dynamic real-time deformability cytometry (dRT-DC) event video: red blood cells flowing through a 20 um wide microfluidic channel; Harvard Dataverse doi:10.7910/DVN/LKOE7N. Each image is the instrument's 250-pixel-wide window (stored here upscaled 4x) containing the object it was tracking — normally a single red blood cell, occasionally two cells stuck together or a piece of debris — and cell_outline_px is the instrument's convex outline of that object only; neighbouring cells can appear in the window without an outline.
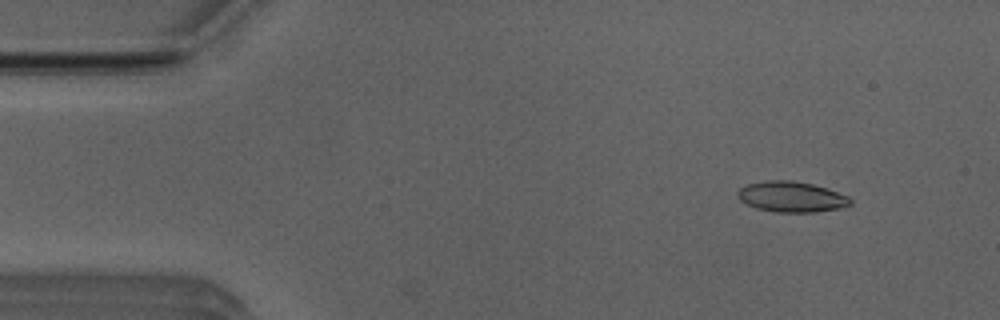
{"species": "Egyptian fruit bat (a non-hibernating species)", "species_latin": "Rousettus aegyptiacus", "temperature_condition": "room temperature", "stored_images_in_passage": 15, "camera_frame_rate_fps": 3000, "um_per_image_px": 0.085, "animal": {"sex": "male"}, "frame": {"image": 1, "passage_image": 5, "time_ms": 1.333, "image_size_px": [1000, 320], "cell_outline_px": [[852, 204], [840, 208], [812, 212], [776, 212], [756, 208], [740, 200], [736, 196], [736, 192], [740, 188], [748, 184], [768, 180], [788, 180], [812, 184], [848, 196], [852, 200]], "centroid_in_image_um": [67.25, 16.73], "position_along_channel_um": 17.8, "area_um2": 19.88}}